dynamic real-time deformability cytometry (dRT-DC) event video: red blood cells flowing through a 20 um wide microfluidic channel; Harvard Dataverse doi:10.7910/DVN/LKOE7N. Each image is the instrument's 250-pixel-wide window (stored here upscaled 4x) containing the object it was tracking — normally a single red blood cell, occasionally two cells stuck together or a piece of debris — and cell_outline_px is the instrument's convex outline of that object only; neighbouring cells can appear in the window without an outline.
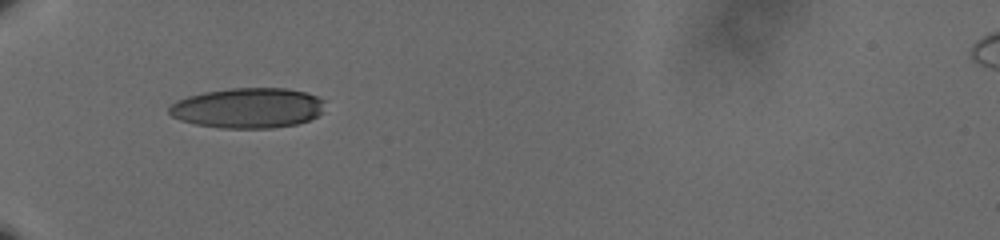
{"species": "human", "species_latin": "Homo sapiens", "temperature_condition": "cold", "stored_images_in_passage": 38, "camera_frame_rate_fps": 3000, "um_per_image_px": 0.085, "donor": {"sex": "male"}, "frame": {"image": 1, "passage_image": 1, "time_ms": 0.0, "image_size_px": [1000, 240], "cell_outline_px": [[324, 112], [308, 120], [296, 124], [272, 128], [220, 128], [196, 124], [180, 120], [172, 116], [168, 112], [168, 108], [176, 100], [188, 96], [204, 92], [232, 88], [288, 88], [304, 92], [316, 96], [324, 100]], "centroid_in_image_um": [21.07, 9.18], "position_along_channel_um": 63.9, "area_um2": 36.59}}
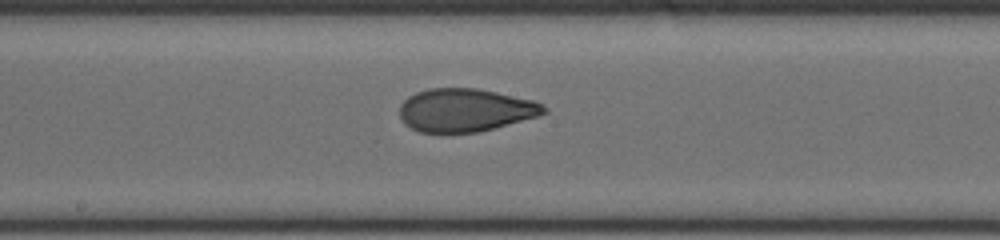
{"frame": {"image": 2, "passage_image": 14, "time_ms": 4.333, "image_size_px": [1000, 240], "cell_outline_px": [[548, 112], [540, 116], [480, 132], [420, 132], [404, 124], [400, 116], [400, 104], [408, 96], [416, 92], [428, 88], [476, 88], [496, 92], [532, 100], [544, 104], [548, 108]], "centroid_in_image_um": [39.57, 9.36], "position_along_channel_um": 208.6, "area_um2": 36.41}}
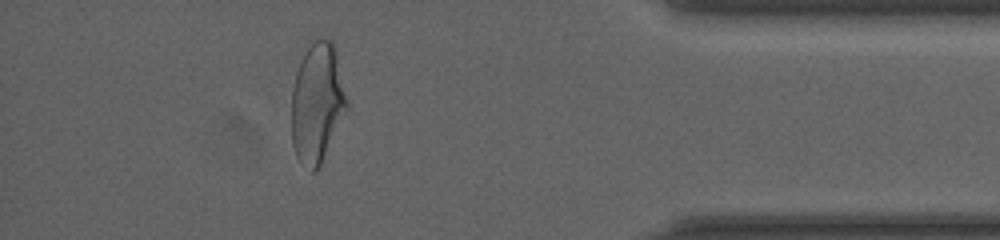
{"frame": {"image": 3, "passage_image": 33, "time_ms": 10.667, "image_size_px": [1000, 240], "cell_outline_px": [[348, 108], [316, 172], [312, 172], [300, 164], [296, 156], [292, 144], [292, 88], [296, 72], [300, 60], [304, 52], [316, 36], [332, 40], [336, 48], [348, 100]], "centroid_in_image_um": [26.96, 8.7], "position_along_channel_um": 408.2, "area_um2": 39.13}, "authors_computed_cell_mechanics": {"area_um2": 36.992, "velocity_mm_per_s": 3.6214, "shape_relaxation_time_tau1_ms": 5.3334, "shape_relaxation_time_tau2_ms": 1.4308, "deformation_change_tau1": 0.1689, "deformation_change_tau2": 0.0788}}